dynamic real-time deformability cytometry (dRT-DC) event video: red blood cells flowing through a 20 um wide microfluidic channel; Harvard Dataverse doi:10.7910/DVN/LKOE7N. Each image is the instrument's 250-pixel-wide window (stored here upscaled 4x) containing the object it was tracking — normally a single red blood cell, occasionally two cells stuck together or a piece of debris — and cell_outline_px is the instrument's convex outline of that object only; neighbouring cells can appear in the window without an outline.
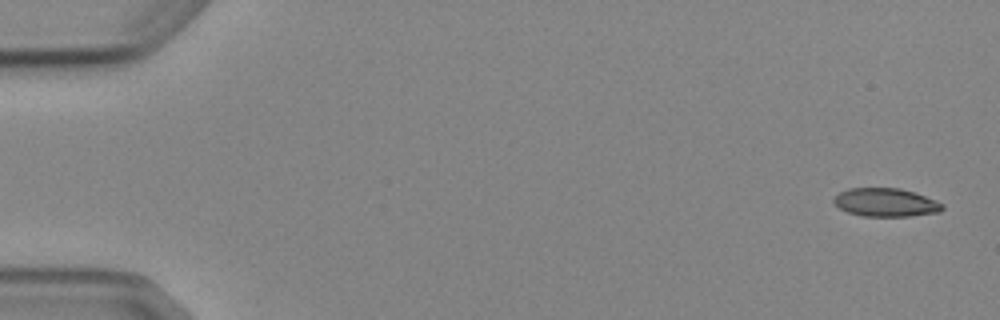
{"species": "Egyptian fruit bat (a non-hibernating species)", "species_latin": "Rousettus aegyptiacus", "temperature_condition": "cold", "stored_images_in_passage": 5, "camera_frame_rate_fps": 3000, "um_per_image_px": 0.085, "animal": {"sex": "female"}, "frame": {"image": 1, "passage_image": 1, "time_ms": 0.0, "image_size_px": [1000, 320], "cell_outline_px": [[944, 208], [940, 212], [908, 216], [864, 216], [848, 212], [840, 208], [832, 200], [840, 192], [848, 188], [900, 188], [916, 192], [936, 200], [944, 204]], "centroid_in_image_um": [75.33, 17.2], "position_along_channel_um": 9.7, "area_um2": 17.98}}